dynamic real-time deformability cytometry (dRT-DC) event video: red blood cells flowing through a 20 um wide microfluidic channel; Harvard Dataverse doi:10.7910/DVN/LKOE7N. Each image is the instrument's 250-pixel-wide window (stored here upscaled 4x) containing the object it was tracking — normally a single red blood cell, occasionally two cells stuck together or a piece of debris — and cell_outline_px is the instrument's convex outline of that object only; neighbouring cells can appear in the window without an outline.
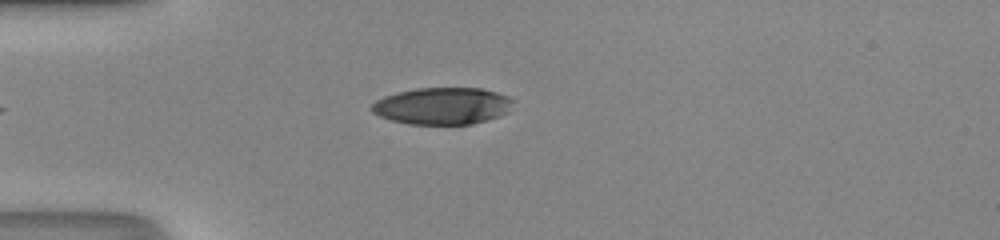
{"species": "human", "species_latin": "Homo sapiens", "temperature_condition": "room temperature", "stored_images_in_passage": 37, "camera_frame_rate_fps": 3000, "um_per_image_px": 0.085, "donor": {"sex": "male"}, "frame": {"image": 1, "passage_image": 1, "time_ms": 0.0, "image_size_px": [1000, 240], "cell_outline_px": [[516, 100], [508, 112], [500, 116], [472, 124], [408, 124], [392, 120], [380, 116], [372, 112], [368, 108], [376, 100], [384, 96], [396, 92], [416, 88], [480, 88], [496, 92], [508, 96]], "centroid_in_image_um": [37.61, 9.0], "position_along_channel_um": 47.4, "area_um2": 30.69}}
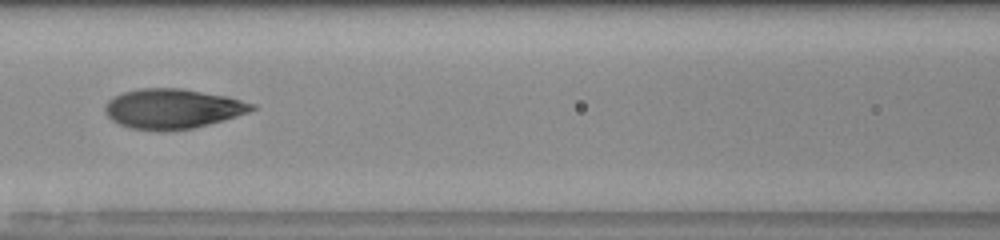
{"frame": {"image": 2, "passage_image": 10, "time_ms": 3.0, "image_size_px": [1000, 240], "cell_outline_px": [[256, 108], [248, 112], [224, 120], [192, 128], [164, 132], [160, 132], [132, 128], [120, 124], [112, 120], [104, 112], [104, 104], [112, 96], [124, 92], [140, 88], [180, 88], [224, 96], [256, 104]], "centroid_in_image_um": [14.62, 9.25], "position_along_channel_um": 152.0, "area_um2": 34.1}}
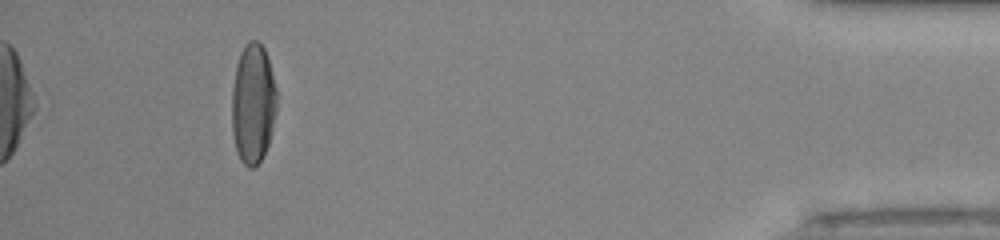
{"frame": {"image": 3, "passage_image": 33, "time_ms": 10.667, "image_size_px": [1000, 240], "cell_outline_px": [[276, 112], [268, 144], [264, 156], [252, 168], [248, 168], [240, 160], [236, 152], [232, 136], [232, 88], [236, 64], [240, 52], [248, 40], [256, 40], [264, 48], [268, 60], [276, 88]], "centroid_in_image_um": [21.48, 8.83], "position_along_channel_um": 413.7, "area_um2": 31.56}, "authors_computed_cell_mechanics": {"area_um2": 33.6396, "velocity_mm_per_s": 4.2104, "shape_relaxation_time_tau1_ms": 4.5094, "shape_relaxation_time_tau2_ms": 0.7918, "deformation_change_tau1": 0.2255, "deformation_change_tau2": 0.0635}}